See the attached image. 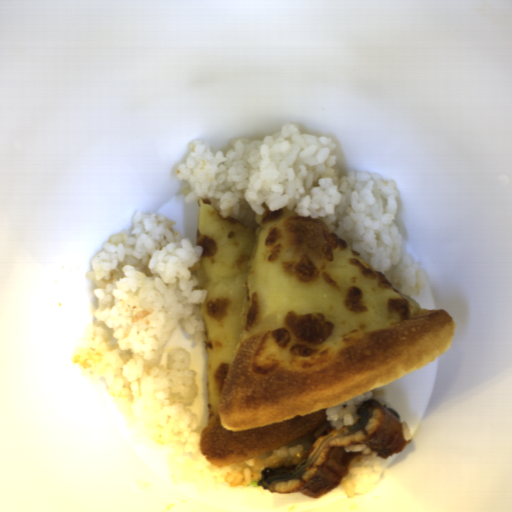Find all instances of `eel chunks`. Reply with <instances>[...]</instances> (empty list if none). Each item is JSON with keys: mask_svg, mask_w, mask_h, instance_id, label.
I'll return each instance as SVG.
<instances>
[{"mask_svg": "<svg viewBox=\"0 0 512 512\" xmlns=\"http://www.w3.org/2000/svg\"><path fill=\"white\" fill-rule=\"evenodd\" d=\"M355 413V424L328 428L295 467L262 469L258 485L272 492H302L308 498L321 499L348 475L350 461L362 455V451L347 452L346 446L365 444L384 460L409 446L401 420L378 400L358 405Z\"/></svg>", "mask_w": 512, "mask_h": 512, "instance_id": "4dd315ae", "label": "eel chunks"}]
</instances>
